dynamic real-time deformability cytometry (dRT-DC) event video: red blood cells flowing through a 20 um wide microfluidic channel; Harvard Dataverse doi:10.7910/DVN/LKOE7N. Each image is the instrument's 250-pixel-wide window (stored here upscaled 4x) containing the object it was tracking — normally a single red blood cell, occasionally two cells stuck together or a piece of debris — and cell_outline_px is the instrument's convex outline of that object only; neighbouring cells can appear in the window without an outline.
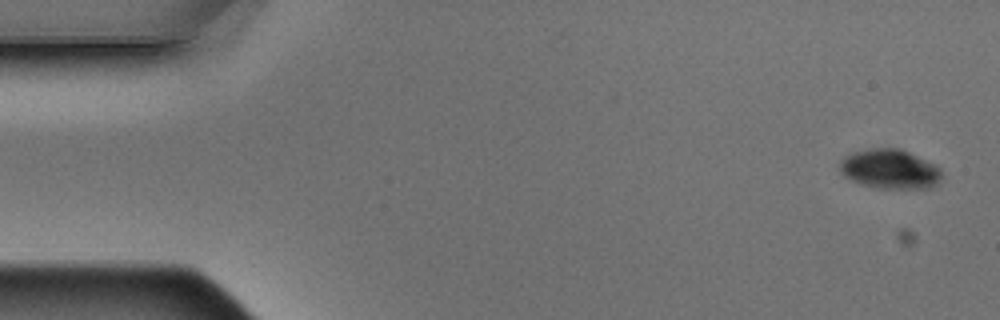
{"species": "Egyptian fruit bat (a non-hibernating species)", "species_latin": "Rousettus aegyptiacus", "temperature_condition": "warm", "stored_images_in_passage": 4, "camera_frame_rate_fps": 3000, "um_per_image_px": 0.085, "animal": {"sex": "male"}, "frame": {"image": 1, "passage_image": 1, "time_ms": 0.0, "image_size_px": [1000, 320], "cell_outline_px": [[944, 176], [932, 188], [876, 188], [860, 184], [844, 176], [840, 172], [840, 160], [844, 156], [852, 152], [868, 148], [900, 148], [936, 164], [940, 168]], "centroid_in_image_um": [75.65, 14.36], "position_along_channel_um": 9.4, "area_um2": 23.81}}